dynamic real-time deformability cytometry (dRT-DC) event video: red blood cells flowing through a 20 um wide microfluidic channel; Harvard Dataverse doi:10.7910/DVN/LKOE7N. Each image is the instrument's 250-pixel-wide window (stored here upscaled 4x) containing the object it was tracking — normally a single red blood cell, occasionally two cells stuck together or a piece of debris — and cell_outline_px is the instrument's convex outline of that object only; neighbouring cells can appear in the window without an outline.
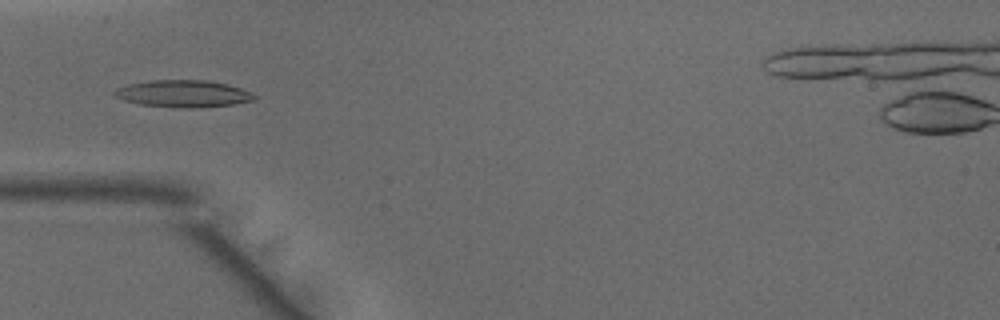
{"species": "common noctule bat (a hibernating species)", "species_latin": "Nyctalus noctula", "temperature_condition": "warm", "stored_images_in_passage": 48, "camera_frame_rate_fps": 3000, "um_per_image_px": 0.085, "animal": {"sex": "male", "body_mass_g": 15.6}, "frame": {"image": 1, "passage_image": 14, "time_ms": 4.333, "image_size_px": [1000, 320], "cell_outline_px": [[256, 100], [232, 104], [192, 108], [188, 108], [140, 104], [124, 100], [112, 96], [112, 92], [116, 88], [128, 84], [152, 80], [204, 80], [224, 84], [240, 88], [252, 92], [256, 96]], "centroid_in_image_um": [15.54, 7.96], "position_along_channel_um": 69.5, "area_um2": 21.85}}
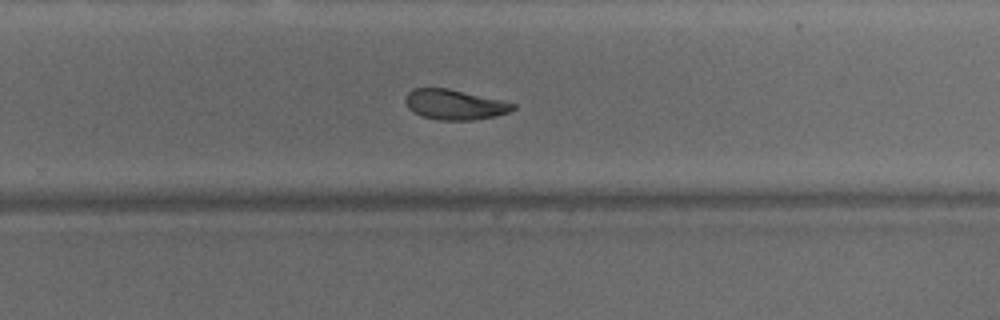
{"frame": {"image": 2, "passage_image": 30, "time_ms": 9.667, "image_size_px": [1000, 320], "cell_outline_px": [[516, 108], [508, 112], [496, 116], [472, 120], [436, 120], [420, 116], [412, 112], [408, 108], [404, 100], [408, 92], [412, 88], [448, 88], [500, 100], [516, 104]], "centroid_in_image_um": [38.59, 8.9], "position_along_channel_um": 291.2, "area_um2": 18.96}}
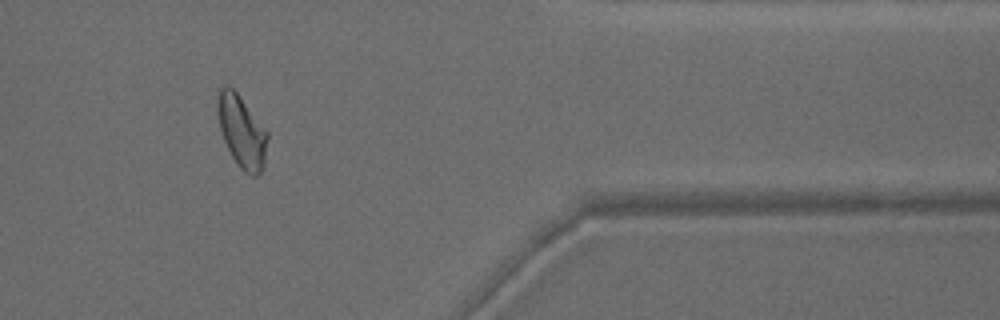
{"frame": {"image": 3, "passage_image": 39, "time_ms": 12.667, "image_size_px": [1000, 320], "cell_outline_px": [[268, 136], [264, 168], [256, 176], [252, 176], [244, 172], [236, 164], [224, 140], [220, 128], [216, 112], [216, 100], [220, 88], [224, 84], [228, 84], [236, 92], [268, 132]], "centroid_in_image_um": [20.53, 11.18], "position_along_channel_um": 390.9, "area_um2": 21.1}, "authors_computed_cell_mechanics": {"area_um2": 20.3456, "velocity_mm_per_s": 4.1457, "shape_relaxation_time_tau1_ms": 8.2481, "shape_relaxation_time_tau2_ms": 1.135, "deformation_change_tau1": 0.2112, "deformation_change_tau2": 0.0741}}